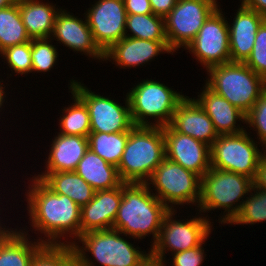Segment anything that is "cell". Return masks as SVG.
<instances>
[{
	"label": "cell",
	"instance_id": "277c9868",
	"mask_svg": "<svg viewBox=\"0 0 266 266\" xmlns=\"http://www.w3.org/2000/svg\"><path fill=\"white\" fill-rule=\"evenodd\" d=\"M252 187L251 178L211 167L201 178V197L195 210L197 209L206 218L208 217L213 224L214 220L208 216V213L212 214L211 211L221 210V215L216 221L223 226L228 225L239 213Z\"/></svg>",
	"mask_w": 266,
	"mask_h": 266
},
{
	"label": "cell",
	"instance_id": "3957f363",
	"mask_svg": "<svg viewBox=\"0 0 266 266\" xmlns=\"http://www.w3.org/2000/svg\"><path fill=\"white\" fill-rule=\"evenodd\" d=\"M126 237L137 243L113 228L80 235L72 245L76 266H144L150 261V249L142 250Z\"/></svg>",
	"mask_w": 266,
	"mask_h": 266
},
{
	"label": "cell",
	"instance_id": "8d00e7d4",
	"mask_svg": "<svg viewBox=\"0 0 266 266\" xmlns=\"http://www.w3.org/2000/svg\"><path fill=\"white\" fill-rule=\"evenodd\" d=\"M209 239V236L197 247L188 249L182 252H176L170 255L172 258H166L162 263L163 266H204L203 263L207 259L206 248L203 246L206 245V241ZM168 261V262H167ZM169 261H171L169 263ZM169 263V264H168Z\"/></svg>",
	"mask_w": 266,
	"mask_h": 266
},
{
	"label": "cell",
	"instance_id": "2e32d148",
	"mask_svg": "<svg viewBox=\"0 0 266 266\" xmlns=\"http://www.w3.org/2000/svg\"><path fill=\"white\" fill-rule=\"evenodd\" d=\"M165 157L201 178L211 168L210 146L189 135L175 131L170 125L163 127Z\"/></svg>",
	"mask_w": 266,
	"mask_h": 266
},
{
	"label": "cell",
	"instance_id": "8992f818",
	"mask_svg": "<svg viewBox=\"0 0 266 266\" xmlns=\"http://www.w3.org/2000/svg\"><path fill=\"white\" fill-rule=\"evenodd\" d=\"M152 77L137 81L128 90L132 121L135 126L164 127L170 124L175 109L186 97L182 92ZM152 119V120H151Z\"/></svg>",
	"mask_w": 266,
	"mask_h": 266
},
{
	"label": "cell",
	"instance_id": "4fadbf2b",
	"mask_svg": "<svg viewBox=\"0 0 266 266\" xmlns=\"http://www.w3.org/2000/svg\"><path fill=\"white\" fill-rule=\"evenodd\" d=\"M219 6L204 22L194 39L184 50L192 54L203 69L231 62L229 26Z\"/></svg>",
	"mask_w": 266,
	"mask_h": 266
},
{
	"label": "cell",
	"instance_id": "74e56055",
	"mask_svg": "<svg viewBox=\"0 0 266 266\" xmlns=\"http://www.w3.org/2000/svg\"><path fill=\"white\" fill-rule=\"evenodd\" d=\"M127 15L152 14L149 0H123Z\"/></svg>",
	"mask_w": 266,
	"mask_h": 266
},
{
	"label": "cell",
	"instance_id": "ffe728a7",
	"mask_svg": "<svg viewBox=\"0 0 266 266\" xmlns=\"http://www.w3.org/2000/svg\"><path fill=\"white\" fill-rule=\"evenodd\" d=\"M189 97L186 96L178 104L169 125L175 131L211 146L218 137L213 122L200 105Z\"/></svg>",
	"mask_w": 266,
	"mask_h": 266
},
{
	"label": "cell",
	"instance_id": "e575fe53",
	"mask_svg": "<svg viewBox=\"0 0 266 266\" xmlns=\"http://www.w3.org/2000/svg\"><path fill=\"white\" fill-rule=\"evenodd\" d=\"M254 132V139L264 147L266 145V89L261 93L260 98L255 102L252 109L246 114V130Z\"/></svg>",
	"mask_w": 266,
	"mask_h": 266
},
{
	"label": "cell",
	"instance_id": "9a60e30c",
	"mask_svg": "<svg viewBox=\"0 0 266 266\" xmlns=\"http://www.w3.org/2000/svg\"><path fill=\"white\" fill-rule=\"evenodd\" d=\"M83 15L84 18H80V14L75 16L72 12H68V9L61 7L50 38L57 41L54 44H63V47L71 49L76 54H84L88 59L104 63V52L95 43L86 16Z\"/></svg>",
	"mask_w": 266,
	"mask_h": 266
},
{
	"label": "cell",
	"instance_id": "f35d334b",
	"mask_svg": "<svg viewBox=\"0 0 266 266\" xmlns=\"http://www.w3.org/2000/svg\"><path fill=\"white\" fill-rule=\"evenodd\" d=\"M153 14L165 18L178 0H149Z\"/></svg>",
	"mask_w": 266,
	"mask_h": 266
},
{
	"label": "cell",
	"instance_id": "7c38bea8",
	"mask_svg": "<svg viewBox=\"0 0 266 266\" xmlns=\"http://www.w3.org/2000/svg\"><path fill=\"white\" fill-rule=\"evenodd\" d=\"M217 0H178L164 18L169 48L178 53L194 39L209 16L222 6Z\"/></svg>",
	"mask_w": 266,
	"mask_h": 266
},
{
	"label": "cell",
	"instance_id": "52a82bcc",
	"mask_svg": "<svg viewBox=\"0 0 266 266\" xmlns=\"http://www.w3.org/2000/svg\"><path fill=\"white\" fill-rule=\"evenodd\" d=\"M206 74L205 84L244 114L252 109L266 89V81L244 62L216 65L209 68Z\"/></svg>",
	"mask_w": 266,
	"mask_h": 266
},
{
	"label": "cell",
	"instance_id": "60d3db41",
	"mask_svg": "<svg viewBox=\"0 0 266 266\" xmlns=\"http://www.w3.org/2000/svg\"><path fill=\"white\" fill-rule=\"evenodd\" d=\"M241 4L246 8L256 11L266 18V0H240Z\"/></svg>",
	"mask_w": 266,
	"mask_h": 266
},
{
	"label": "cell",
	"instance_id": "d590c367",
	"mask_svg": "<svg viewBox=\"0 0 266 266\" xmlns=\"http://www.w3.org/2000/svg\"><path fill=\"white\" fill-rule=\"evenodd\" d=\"M244 63L266 81V19L259 26L251 55Z\"/></svg>",
	"mask_w": 266,
	"mask_h": 266
},
{
	"label": "cell",
	"instance_id": "ab89813d",
	"mask_svg": "<svg viewBox=\"0 0 266 266\" xmlns=\"http://www.w3.org/2000/svg\"><path fill=\"white\" fill-rule=\"evenodd\" d=\"M253 187L266 191V154H262L258 162L257 171L253 180Z\"/></svg>",
	"mask_w": 266,
	"mask_h": 266
},
{
	"label": "cell",
	"instance_id": "30bf717a",
	"mask_svg": "<svg viewBox=\"0 0 266 266\" xmlns=\"http://www.w3.org/2000/svg\"><path fill=\"white\" fill-rule=\"evenodd\" d=\"M252 133L245 130L237 134L218 135L210 146V166L254 180L264 150L257 140L251 137Z\"/></svg>",
	"mask_w": 266,
	"mask_h": 266
},
{
	"label": "cell",
	"instance_id": "603a6c76",
	"mask_svg": "<svg viewBox=\"0 0 266 266\" xmlns=\"http://www.w3.org/2000/svg\"><path fill=\"white\" fill-rule=\"evenodd\" d=\"M16 227L19 229L14 228L0 238V266H30L33 257L45 245L30 238L28 227Z\"/></svg>",
	"mask_w": 266,
	"mask_h": 266
},
{
	"label": "cell",
	"instance_id": "d6a6232c",
	"mask_svg": "<svg viewBox=\"0 0 266 266\" xmlns=\"http://www.w3.org/2000/svg\"><path fill=\"white\" fill-rule=\"evenodd\" d=\"M0 58L4 59L2 60L3 64H6V68L10 69L9 71L12 73L6 74L7 79L11 78L13 74L27 77L32 69L31 41L6 48L0 53Z\"/></svg>",
	"mask_w": 266,
	"mask_h": 266
},
{
	"label": "cell",
	"instance_id": "8fae6325",
	"mask_svg": "<svg viewBox=\"0 0 266 266\" xmlns=\"http://www.w3.org/2000/svg\"><path fill=\"white\" fill-rule=\"evenodd\" d=\"M71 89L86 105L90 116V132L115 133L130 131L135 125L132 121L127 93L122 105L109 96L92 92L84 83L70 79ZM111 96V97H110ZM112 98V99H111Z\"/></svg>",
	"mask_w": 266,
	"mask_h": 266
},
{
	"label": "cell",
	"instance_id": "9c48e42d",
	"mask_svg": "<svg viewBox=\"0 0 266 266\" xmlns=\"http://www.w3.org/2000/svg\"><path fill=\"white\" fill-rule=\"evenodd\" d=\"M146 184L169 210H177L179 206L184 209L185 205L197 208L199 204L201 177L166 157Z\"/></svg>",
	"mask_w": 266,
	"mask_h": 266
},
{
	"label": "cell",
	"instance_id": "cb8c5ba5",
	"mask_svg": "<svg viewBox=\"0 0 266 266\" xmlns=\"http://www.w3.org/2000/svg\"><path fill=\"white\" fill-rule=\"evenodd\" d=\"M43 1L17 0L22 22L31 39L50 38L56 16L61 10L55 3Z\"/></svg>",
	"mask_w": 266,
	"mask_h": 266
},
{
	"label": "cell",
	"instance_id": "44dd1931",
	"mask_svg": "<svg viewBox=\"0 0 266 266\" xmlns=\"http://www.w3.org/2000/svg\"><path fill=\"white\" fill-rule=\"evenodd\" d=\"M236 11L233 21H228L231 62H245L251 55L258 28L266 18L242 5Z\"/></svg>",
	"mask_w": 266,
	"mask_h": 266
},
{
	"label": "cell",
	"instance_id": "b9f144b4",
	"mask_svg": "<svg viewBox=\"0 0 266 266\" xmlns=\"http://www.w3.org/2000/svg\"><path fill=\"white\" fill-rule=\"evenodd\" d=\"M5 83V81L1 78L0 79V112H2V109H3V111H4V107H5V104L7 103V105H8V103L9 102H7L8 101V99H6V98H8L9 96H7L6 97V95H9V93L7 92L8 90H6V86L8 85L9 86V84H7L6 83V85H4V83ZM4 86V87H3ZM6 90V91H5ZM7 92V93H6ZM6 100V101H5ZM0 114H2L3 115V113H0Z\"/></svg>",
	"mask_w": 266,
	"mask_h": 266
},
{
	"label": "cell",
	"instance_id": "f1b7e54d",
	"mask_svg": "<svg viewBox=\"0 0 266 266\" xmlns=\"http://www.w3.org/2000/svg\"><path fill=\"white\" fill-rule=\"evenodd\" d=\"M129 131L115 133L90 132L88 147L106 162L118 166L128 140Z\"/></svg>",
	"mask_w": 266,
	"mask_h": 266
},
{
	"label": "cell",
	"instance_id": "ac0fdd59",
	"mask_svg": "<svg viewBox=\"0 0 266 266\" xmlns=\"http://www.w3.org/2000/svg\"><path fill=\"white\" fill-rule=\"evenodd\" d=\"M200 91L197 92L199 94L197 98L193 99L209 116L218 135L237 134L246 130L244 125L246 114L211 90L205 83Z\"/></svg>",
	"mask_w": 266,
	"mask_h": 266
},
{
	"label": "cell",
	"instance_id": "7402d4cb",
	"mask_svg": "<svg viewBox=\"0 0 266 266\" xmlns=\"http://www.w3.org/2000/svg\"><path fill=\"white\" fill-rule=\"evenodd\" d=\"M49 153L40 173L75 171L78 163L89 149L88 138L57 133L51 141Z\"/></svg>",
	"mask_w": 266,
	"mask_h": 266
},
{
	"label": "cell",
	"instance_id": "7a4b0ae2",
	"mask_svg": "<svg viewBox=\"0 0 266 266\" xmlns=\"http://www.w3.org/2000/svg\"><path fill=\"white\" fill-rule=\"evenodd\" d=\"M169 211L146 183L122 182V200L113 229L138 242L151 235V248L158 240L164 217Z\"/></svg>",
	"mask_w": 266,
	"mask_h": 266
},
{
	"label": "cell",
	"instance_id": "d6986e66",
	"mask_svg": "<svg viewBox=\"0 0 266 266\" xmlns=\"http://www.w3.org/2000/svg\"><path fill=\"white\" fill-rule=\"evenodd\" d=\"M121 200L122 183L113 189L95 191L93 199L81 207L80 235L112 229Z\"/></svg>",
	"mask_w": 266,
	"mask_h": 266
},
{
	"label": "cell",
	"instance_id": "1f68e13d",
	"mask_svg": "<svg viewBox=\"0 0 266 266\" xmlns=\"http://www.w3.org/2000/svg\"><path fill=\"white\" fill-rule=\"evenodd\" d=\"M51 38H40L31 40V73H43L54 70L56 65H59V52L56 45H53ZM58 63V64H56Z\"/></svg>",
	"mask_w": 266,
	"mask_h": 266
},
{
	"label": "cell",
	"instance_id": "5bb4252c",
	"mask_svg": "<svg viewBox=\"0 0 266 266\" xmlns=\"http://www.w3.org/2000/svg\"><path fill=\"white\" fill-rule=\"evenodd\" d=\"M93 3L84 14L95 43L106 52L125 37L126 9L123 0H94Z\"/></svg>",
	"mask_w": 266,
	"mask_h": 266
},
{
	"label": "cell",
	"instance_id": "bcb514c9",
	"mask_svg": "<svg viewBox=\"0 0 266 266\" xmlns=\"http://www.w3.org/2000/svg\"><path fill=\"white\" fill-rule=\"evenodd\" d=\"M264 154H266V145L263 147Z\"/></svg>",
	"mask_w": 266,
	"mask_h": 266
},
{
	"label": "cell",
	"instance_id": "f546056e",
	"mask_svg": "<svg viewBox=\"0 0 266 266\" xmlns=\"http://www.w3.org/2000/svg\"><path fill=\"white\" fill-rule=\"evenodd\" d=\"M125 36L151 41H167L165 19L153 13L127 15Z\"/></svg>",
	"mask_w": 266,
	"mask_h": 266
},
{
	"label": "cell",
	"instance_id": "836d02e7",
	"mask_svg": "<svg viewBox=\"0 0 266 266\" xmlns=\"http://www.w3.org/2000/svg\"><path fill=\"white\" fill-rule=\"evenodd\" d=\"M30 266H76L72 245H44Z\"/></svg>",
	"mask_w": 266,
	"mask_h": 266
},
{
	"label": "cell",
	"instance_id": "e0dca14e",
	"mask_svg": "<svg viewBox=\"0 0 266 266\" xmlns=\"http://www.w3.org/2000/svg\"><path fill=\"white\" fill-rule=\"evenodd\" d=\"M165 53L174 55L168 41H151L125 36L104 52V61L112 62L119 69L139 68V66L142 68L154 61L155 57L158 59L160 54Z\"/></svg>",
	"mask_w": 266,
	"mask_h": 266
},
{
	"label": "cell",
	"instance_id": "7bdbcfd3",
	"mask_svg": "<svg viewBox=\"0 0 266 266\" xmlns=\"http://www.w3.org/2000/svg\"><path fill=\"white\" fill-rule=\"evenodd\" d=\"M0 212H2L1 207H0ZM0 215H1V213H0ZM0 219H2V218L0 217ZM2 221H3V219L0 220V238L8 235L14 229V228L9 227V226L6 227V225Z\"/></svg>",
	"mask_w": 266,
	"mask_h": 266
},
{
	"label": "cell",
	"instance_id": "6da1fadb",
	"mask_svg": "<svg viewBox=\"0 0 266 266\" xmlns=\"http://www.w3.org/2000/svg\"><path fill=\"white\" fill-rule=\"evenodd\" d=\"M30 177L23 195L32 234L45 245H73L80 236L81 207L68 196L54 193L40 179Z\"/></svg>",
	"mask_w": 266,
	"mask_h": 266
},
{
	"label": "cell",
	"instance_id": "484cf974",
	"mask_svg": "<svg viewBox=\"0 0 266 266\" xmlns=\"http://www.w3.org/2000/svg\"><path fill=\"white\" fill-rule=\"evenodd\" d=\"M75 172L95 191L113 189L122 183L117 167L90 149L85 152Z\"/></svg>",
	"mask_w": 266,
	"mask_h": 266
},
{
	"label": "cell",
	"instance_id": "83f0119b",
	"mask_svg": "<svg viewBox=\"0 0 266 266\" xmlns=\"http://www.w3.org/2000/svg\"><path fill=\"white\" fill-rule=\"evenodd\" d=\"M31 40L22 22L17 1L0 9V53L8 47Z\"/></svg>",
	"mask_w": 266,
	"mask_h": 266
},
{
	"label": "cell",
	"instance_id": "ba28073f",
	"mask_svg": "<svg viewBox=\"0 0 266 266\" xmlns=\"http://www.w3.org/2000/svg\"><path fill=\"white\" fill-rule=\"evenodd\" d=\"M195 212V216H187V219H178L184 216H179L177 210H170L165 215L158 240L150 248V260L162 264L170 253L197 247L212 234L213 223L198 210Z\"/></svg>",
	"mask_w": 266,
	"mask_h": 266
},
{
	"label": "cell",
	"instance_id": "ee69618b",
	"mask_svg": "<svg viewBox=\"0 0 266 266\" xmlns=\"http://www.w3.org/2000/svg\"><path fill=\"white\" fill-rule=\"evenodd\" d=\"M17 0H0V9L14 4Z\"/></svg>",
	"mask_w": 266,
	"mask_h": 266
},
{
	"label": "cell",
	"instance_id": "f6af8a7d",
	"mask_svg": "<svg viewBox=\"0 0 266 266\" xmlns=\"http://www.w3.org/2000/svg\"><path fill=\"white\" fill-rule=\"evenodd\" d=\"M144 266H163V265L161 263H158V262H155V261L150 260Z\"/></svg>",
	"mask_w": 266,
	"mask_h": 266
},
{
	"label": "cell",
	"instance_id": "4316f807",
	"mask_svg": "<svg viewBox=\"0 0 266 266\" xmlns=\"http://www.w3.org/2000/svg\"><path fill=\"white\" fill-rule=\"evenodd\" d=\"M72 100L70 105L63 107L61 116L57 118L58 131L64 135H76L88 137L90 134V116L85 103L71 90Z\"/></svg>",
	"mask_w": 266,
	"mask_h": 266
},
{
	"label": "cell",
	"instance_id": "4dcf8cb0",
	"mask_svg": "<svg viewBox=\"0 0 266 266\" xmlns=\"http://www.w3.org/2000/svg\"><path fill=\"white\" fill-rule=\"evenodd\" d=\"M263 221L266 222V191L252 187L239 213L228 225H255Z\"/></svg>",
	"mask_w": 266,
	"mask_h": 266
},
{
	"label": "cell",
	"instance_id": "5b68a950",
	"mask_svg": "<svg viewBox=\"0 0 266 266\" xmlns=\"http://www.w3.org/2000/svg\"><path fill=\"white\" fill-rule=\"evenodd\" d=\"M165 159L163 127L134 126L117 166L123 183H146Z\"/></svg>",
	"mask_w": 266,
	"mask_h": 266
},
{
	"label": "cell",
	"instance_id": "d4e9b609",
	"mask_svg": "<svg viewBox=\"0 0 266 266\" xmlns=\"http://www.w3.org/2000/svg\"><path fill=\"white\" fill-rule=\"evenodd\" d=\"M34 174L54 193L68 196L80 207L94 197L95 190L75 171Z\"/></svg>",
	"mask_w": 266,
	"mask_h": 266
}]
</instances>
